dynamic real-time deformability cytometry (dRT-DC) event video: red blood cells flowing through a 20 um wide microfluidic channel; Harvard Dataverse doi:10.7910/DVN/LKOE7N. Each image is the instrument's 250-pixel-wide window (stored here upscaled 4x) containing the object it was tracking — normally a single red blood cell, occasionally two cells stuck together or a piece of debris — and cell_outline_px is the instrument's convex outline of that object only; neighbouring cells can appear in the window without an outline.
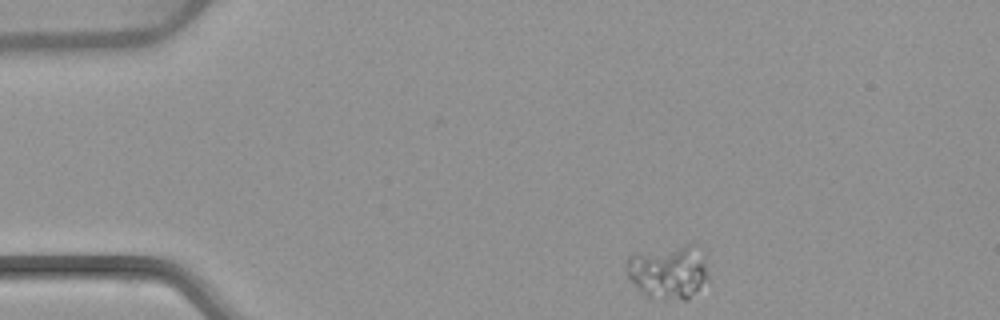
{"species": "common noctule bat (a hibernating species)", "species_latin": "Nyctalus noctula", "temperature_condition": "warm", "stored_images_in_passage": 3, "camera_frame_rate_fps": 3000, "um_per_image_px": 0.085, "animal": {"sex": "female", "body_mass_g": 22.7, "forearm_length_mm": 54.2}, "frame": {"image": 1, "passage_image": 1, "time_ms": 0.0, "image_size_px": [1000, 320], "cell_outline_px": [[708, 276], [688, 300], [680, 300], [644, 296], [640, 292], [628, 276], [628, 256], [636, 252], [684, 244], [696, 244], [704, 256]], "centroid_in_image_um": [56.81, 23.08], "position_along_channel_um": 28.2, "area_um2": 25.61}}